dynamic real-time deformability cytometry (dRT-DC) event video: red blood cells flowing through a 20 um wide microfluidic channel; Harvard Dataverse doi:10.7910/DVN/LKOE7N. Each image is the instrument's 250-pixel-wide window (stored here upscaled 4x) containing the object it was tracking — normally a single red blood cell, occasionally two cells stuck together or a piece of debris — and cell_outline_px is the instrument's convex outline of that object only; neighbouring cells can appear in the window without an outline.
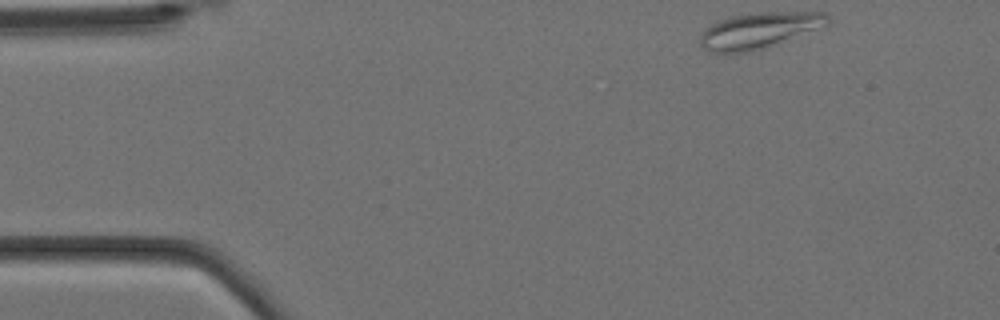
{"species": "Egyptian fruit bat (a non-hibernating species)", "species_latin": "Rousettus aegyptiacus", "temperature_condition": "cold", "stored_images_in_passage": 8, "camera_frame_rate_fps": 3000, "um_per_image_px": 0.085, "animal": {"sex": "female"}, "frame": {"image": 1, "passage_image": 1, "time_ms": 0.0, "image_size_px": [1000, 320], "cell_outline_px": [[828, 24], [760, 48], [748, 52], [708, 52], [700, 44], [700, 36], [712, 24], [720, 20], [732, 16], [756, 12], [824, 12], [828, 16]], "centroid_in_image_um": [64.47, 2.56], "position_along_channel_um": 20.5, "area_um2": 25.66}}
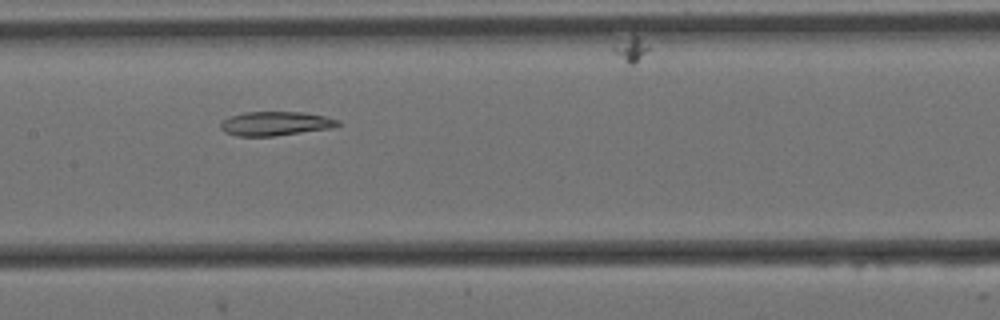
{"frame": {"image": 2, "passage_image": 7, "time_ms": 2.0, "image_size_px": [1000, 320], "cell_outline_px": [[340, 124], [332, 128], [272, 136], [236, 136], [224, 132], [220, 128], [220, 124], [224, 120], [232, 116], [244, 112], [304, 112], [324, 116], [340, 120]], "centroid_in_image_um": [23.42, 10.5], "position_along_channel_um": 184.0, "area_um2": 16.36}}
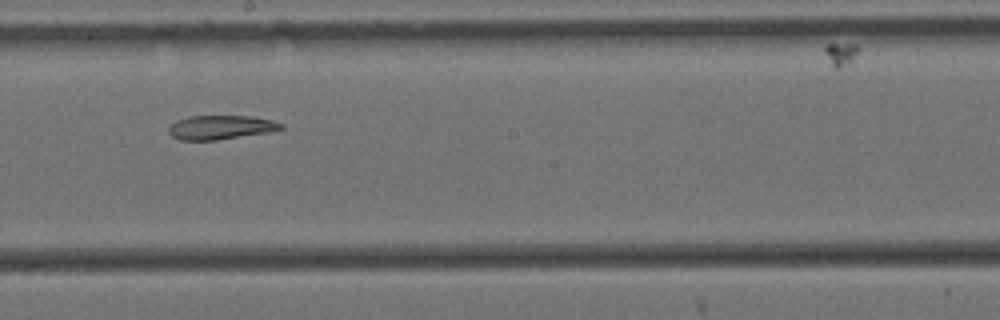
{"frame": {"image": 3, "passage_image": 8, "time_ms": 2.333, "image_size_px": [1000, 320], "cell_outline_px": [[284, 128], [272, 132], [216, 140], [180, 140], [172, 136], [168, 132], [168, 128], [176, 120], [188, 116], [252, 116], [272, 120], [284, 124]], "centroid_in_image_um": [18.78, 10.82], "position_along_channel_um": 229.4, "area_um2": 15.9}}